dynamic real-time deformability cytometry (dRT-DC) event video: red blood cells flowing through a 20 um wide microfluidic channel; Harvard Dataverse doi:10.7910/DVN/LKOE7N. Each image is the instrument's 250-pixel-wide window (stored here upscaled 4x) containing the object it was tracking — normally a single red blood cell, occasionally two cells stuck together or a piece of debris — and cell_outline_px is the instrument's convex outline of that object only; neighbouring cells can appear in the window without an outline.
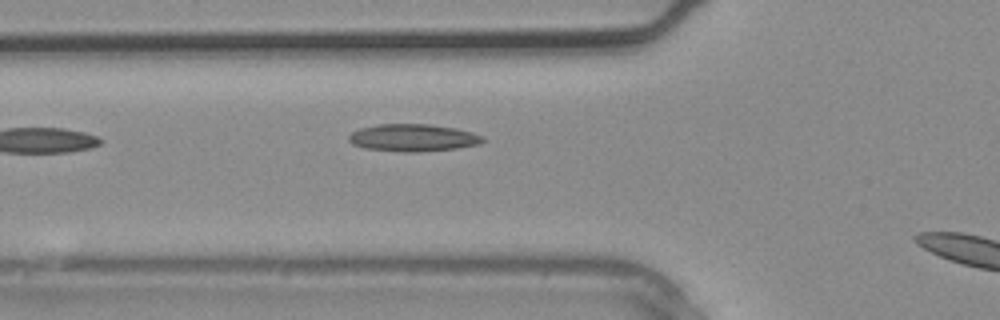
{"species": "common noctule bat (a hibernating species)", "species_latin": "Nyctalus noctula", "temperature_condition": "warm", "stored_images_in_passage": 5, "camera_frame_rate_fps": 3000, "um_per_image_px": 0.085, "animal": {"sex": "male", "body_mass_g": 20.4}, "frame": {"image": 1, "passage_image": 4, "time_ms": 1.0, "image_size_px": [1000, 320], "cell_outline_px": [[484, 140], [480, 144], [456, 148], [416, 152], [400, 152], [364, 148], [352, 144], [348, 140], [348, 136], [352, 132], [360, 128], [380, 124], [428, 124], [456, 128], [472, 132], [484, 136]], "centroid_in_image_um": [35.1, 11.71], "position_along_channel_um": 90.7, "area_um2": 21.39}}